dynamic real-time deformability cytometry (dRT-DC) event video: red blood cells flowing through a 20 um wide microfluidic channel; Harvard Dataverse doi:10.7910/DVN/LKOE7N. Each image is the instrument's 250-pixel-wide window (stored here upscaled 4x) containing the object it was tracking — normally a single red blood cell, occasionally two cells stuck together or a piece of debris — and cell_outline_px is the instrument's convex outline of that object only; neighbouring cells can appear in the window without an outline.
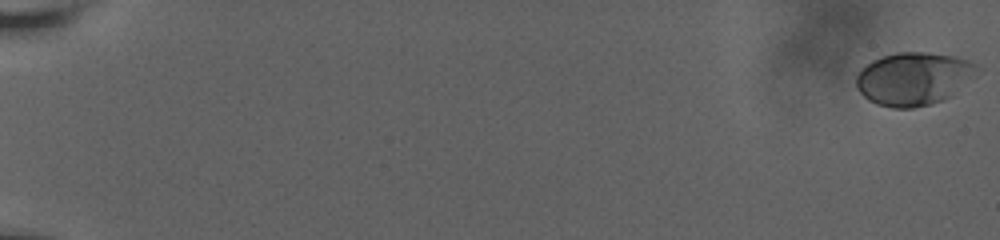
{"species": "human", "species_latin": "Homo sapiens", "temperature_condition": "room temperature", "stored_images_in_passage": 15, "camera_frame_rate_fps": 3000, "um_per_image_px": 0.085, "donor": {"sex": "male"}, "frame": {"image": 1, "passage_image": 1, "time_ms": 0.0, "image_size_px": [1000, 240], "cell_outline_px": [[980, 64], [952, 96], [944, 100], [932, 104], [912, 108], [892, 108], [876, 104], [868, 100], [856, 88], [856, 76], [860, 68], [872, 60], [896, 52], [928, 52], [956, 56]], "centroid_in_image_um": [77.59, 6.69], "position_along_channel_um": 7.4, "area_um2": 37.22}}